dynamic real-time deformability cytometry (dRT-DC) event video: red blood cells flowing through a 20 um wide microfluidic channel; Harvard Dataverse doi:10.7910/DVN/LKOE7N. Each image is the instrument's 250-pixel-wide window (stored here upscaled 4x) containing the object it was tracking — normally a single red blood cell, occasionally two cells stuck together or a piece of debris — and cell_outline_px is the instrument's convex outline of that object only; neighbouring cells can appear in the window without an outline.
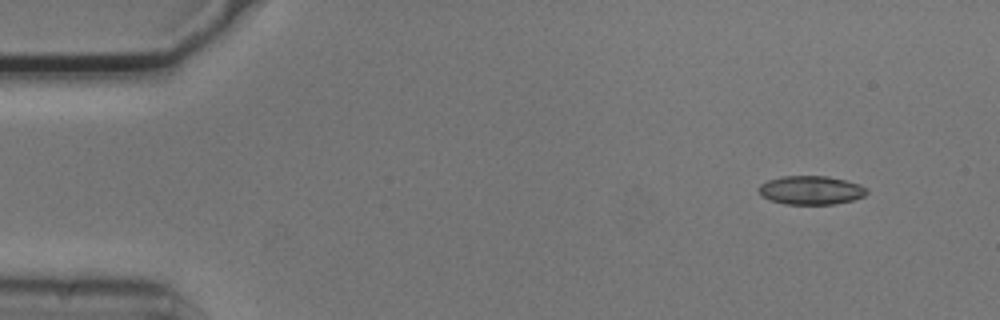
{"species": "common noctule bat (a hibernating species)", "species_latin": "Nyctalus noctula", "temperature_condition": "cold", "stored_images_in_passage": 50, "camera_frame_rate_fps": 3000, "um_per_image_px": 0.085, "animal": {"sex": "male", "body_mass_g": 20.5, "forearm_length_mm": 52.5}, "frame": {"image": 1, "passage_image": 1, "time_ms": 0.0, "image_size_px": [1000, 320], "cell_outline_px": [[868, 192], [864, 196], [852, 200], [832, 204], [784, 204], [760, 196], [760, 184], [768, 180], [780, 176], [828, 176], [860, 184], [868, 188]], "centroid_in_image_um": [68.94, 16.16], "position_along_channel_um": 16.1, "area_um2": 18.03}}
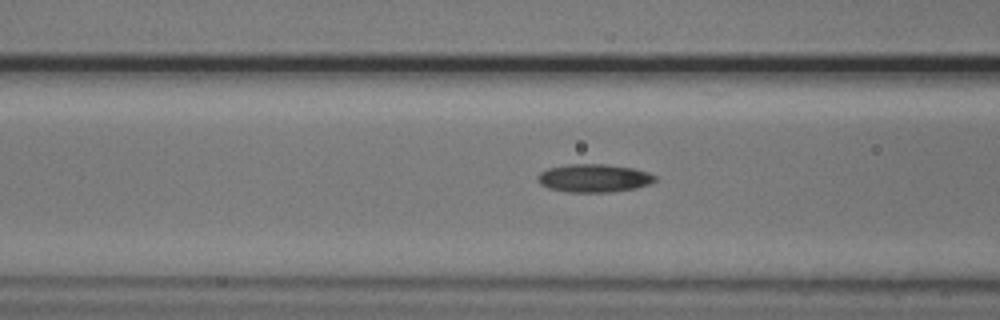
{"frame": {"image": 2, "passage_image": 17, "time_ms": 5.333, "image_size_px": [1000, 320], "cell_outline_px": [[656, 180], [648, 184], [636, 188], [612, 192], [568, 192], [548, 188], [540, 184], [536, 180], [536, 176], [540, 172], [548, 168], [568, 164], [608, 164], [636, 168], [648, 172], [656, 176]], "centroid_in_image_um": [50.47, 15.13], "position_along_channel_um": 116.1, "area_um2": 19.48}}
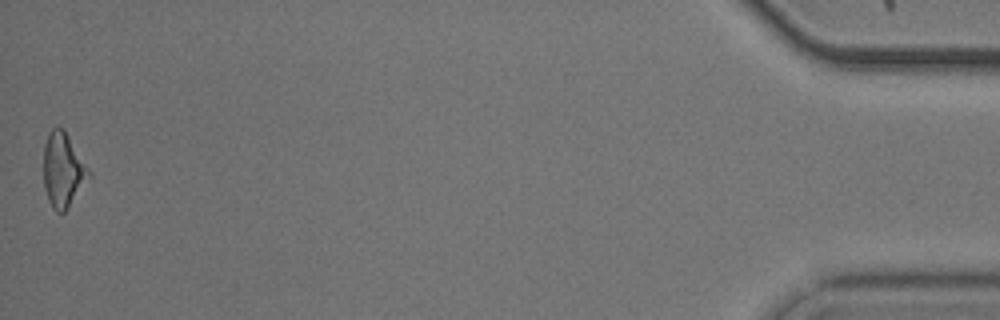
{"frame": {"image": 3, "passage_image": 50, "time_ms": 16.333, "image_size_px": [1000, 320], "cell_outline_px": [[92, 176], [68, 208], [64, 212], [56, 212], [52, 208], [48, 200], [44, 188], [44, 144], [48, 132], [52, 128], [64, 128], [92, 172]], "centroid_in_image_um": [5.38, 14.45], "position_along_channel_um": 429.8, "area_um2": 20.0}, "authors_computed_cell_mechanics": {"area_um2": 18.7272, "velocity_mm_per_s": 3.7209, "shape_relaxation_time_tau1_ms": 7.4717, "shape_relaxation_time_tau2_ms": null, "deformation_change_tau1": 0.1052, "deformation_change_tau2": null}}